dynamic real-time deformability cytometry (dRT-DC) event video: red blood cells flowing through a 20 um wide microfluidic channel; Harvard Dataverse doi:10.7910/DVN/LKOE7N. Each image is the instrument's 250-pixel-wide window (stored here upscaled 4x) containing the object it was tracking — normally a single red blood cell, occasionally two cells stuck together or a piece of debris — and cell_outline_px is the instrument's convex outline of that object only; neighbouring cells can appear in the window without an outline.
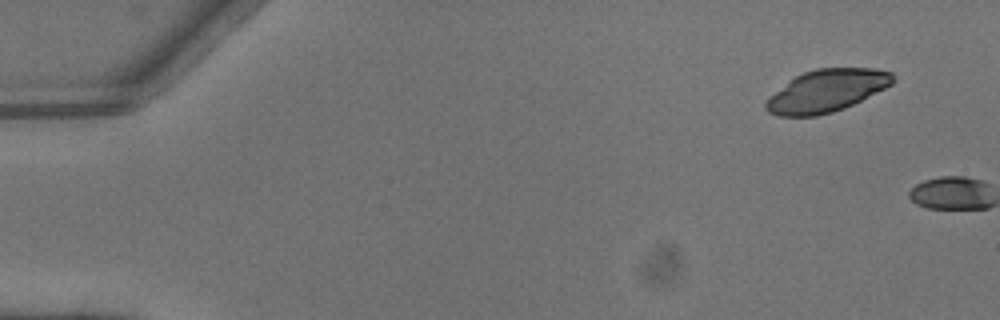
{"species": "common noctule bat (a hibernating species)", "species_latin": "Nyctalus noctula", "temperature_condition": "warm", "stored_images_in_passage": 2, "camera_frame_rate_fps": 3000, "um_per_image_px": 0.085, "animal": {"sex": "male", "body_mass_g": 13.3}, "frame": {"image": 1, "passage_image": 1, "time_ms": 0.0, "image_size_px": [1000, 320], "cell_outline_px": [[896, 80], [892, 84], [844, 108], [832, 112], [816, 116], [780, 116], [768, 112], [764, 108], [764, 104], [776, 92], [796, 76], [804, 72], [816, 68], [876, 68], [892, 72]], "centroid_in_image_um": [70.29, 7.71], "position_along_channel_um": 14.7, "area_um2": 30.87}}